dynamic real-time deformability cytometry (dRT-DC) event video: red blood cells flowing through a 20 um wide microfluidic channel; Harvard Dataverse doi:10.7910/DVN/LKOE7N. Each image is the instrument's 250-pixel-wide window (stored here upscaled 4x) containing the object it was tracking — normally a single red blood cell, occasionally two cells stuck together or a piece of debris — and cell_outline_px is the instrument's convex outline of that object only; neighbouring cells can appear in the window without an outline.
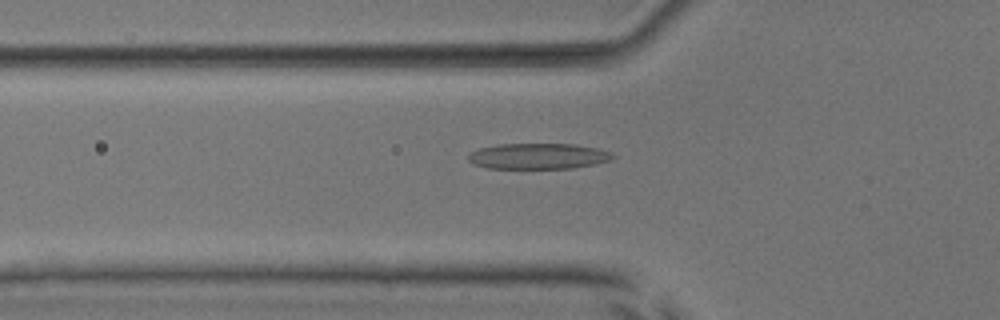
{"species": "common noctule bat (a hibernating species)", "species_latin": "Nyctalus noctula", "temperature_condition": "room temperature", "stored_images_in_passage": 51, "camera_frame_rate_fps": 3000, "um_per_image_px": 0.085, "animal": {"sex": "male", "body_mass_g": 17.9, "forearm_length_mm": 54.2}, "frame": {"image": 1, "passage_image": 18, "time_ms": 5.667, "image_size_px": [1000, 320], "cell_outline_px": [[616, 156], [612, 160], [596, 164], [572, 168], [488, 168], [476, 164], [468, 160], [468, 156], [472, 152], [480, 148], [496, 144], [576, 144], [600, 148], [612, 152]], "centroid_in_image_um": [45.84, 13.26], "position_along_channel_um": 80.0, "area_um2": 21.79}}
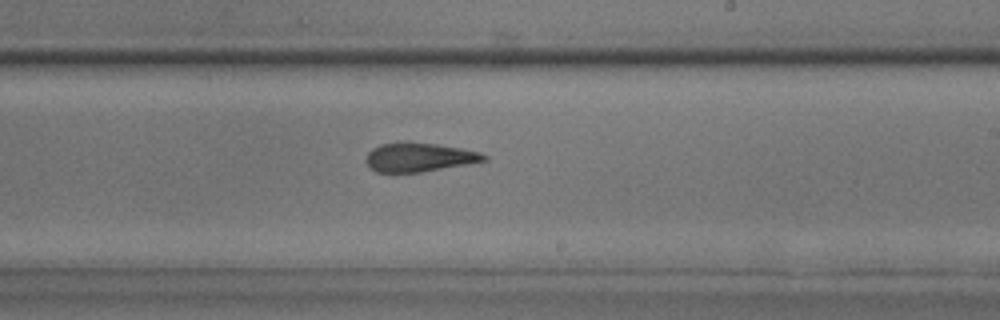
{"frame": {"image": 2, "passage_image": 31, "time_ms": 10.0, "image_size_px": [1000, 320], "cell_outline_px": [[488, 160], [468, 164], [420, 172], [376, 172], [368, 168], [364, 160], [368, 152], [372, 148], [380, 144], [404, 140], [436, 144], [460, 148], [480, 152], [488, 156]], "centroid_in_image_um": [35.57, 13.35], "position_along_channel_um": 253.4, "area_um2": 20.29}}
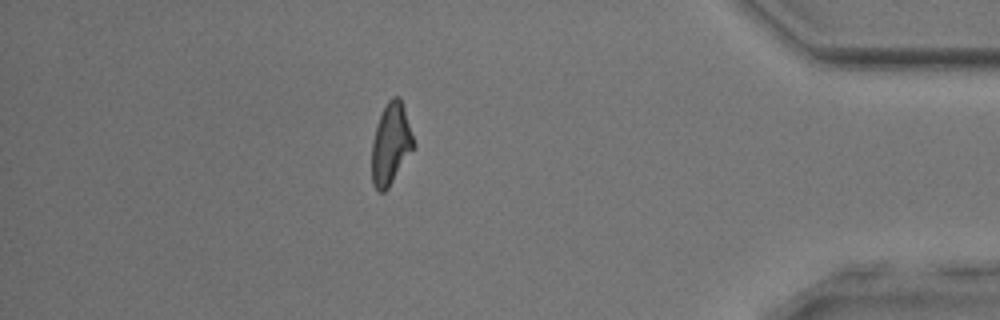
{"frame": {"image": 3, "passage_image": 45, "time_ms": 14.667, "image_size_px": [1000, 320], "cell_outline_px": [[416, 144], [388, 188], [384, 192], [380, 192], [372, 184], [372, 140], [380, 116], [388, 100], [392, 96], [400, 96]], "centroid_in_image_um": [33.22, 12.23], "position_along_channel_um": 402.0, "area_um2": 19.59}, "authors_computed_cell_mechanics": {"area_um2": 20.7502, "velocity_mm_per_s": 4.0059, "shape_relaxation_time_tau1_ms": null, "shape_relaxation_time_tau2_ms": 2.4065, "deformation_change_tau1": null, "deformation_change_tau2": 0.1295}}